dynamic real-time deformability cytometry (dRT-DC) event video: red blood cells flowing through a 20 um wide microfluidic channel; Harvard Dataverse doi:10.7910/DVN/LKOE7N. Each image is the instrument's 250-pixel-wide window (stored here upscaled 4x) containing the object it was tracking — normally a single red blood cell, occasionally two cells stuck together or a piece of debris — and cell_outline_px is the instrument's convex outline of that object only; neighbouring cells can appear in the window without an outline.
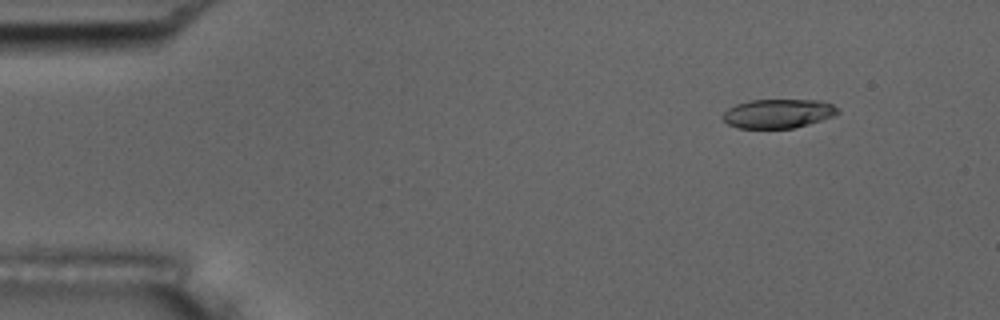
{"species": "common noctule bat (a hibernating species)", "species_latin": "Nyctalus noctula", "temperature_condition": "room temperature", "stored_images_in_passage": 49, "camera_frame_rate_fps": 3000, "um_per_image_px": 0.085, "animal": {"sex": "male", "body_mass_g": 17.5, "forearm_length_mm": 52.3}, "frame": {"image": 1, "passage_image": 1, "time_ms": 0.0, "image_size_px": [1000, 320], "cell_outline_px": [[840, 112], [832, 116], [808, 124], [792, 128], [736, 128], [728, 124], [724, 120], [724, 112], [728, 108], [736, 104], [748, 100], [820, 100], [832, 104]], "centroid_in_image_um": [66.11, 9.65], "position_along_channel_um": 18.9, "area_um2": 19.31}}
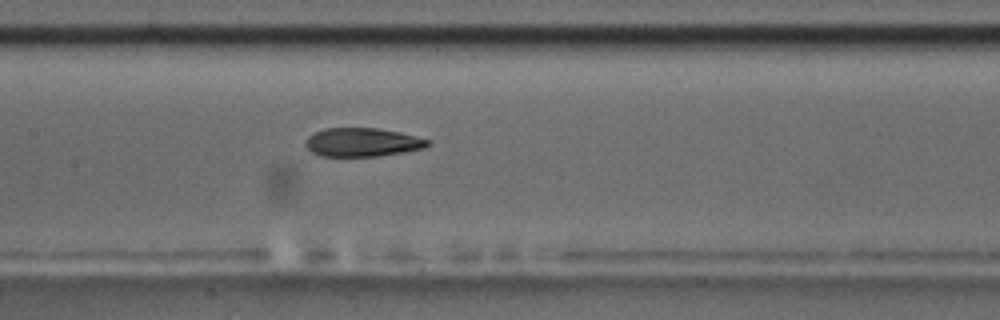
{"frame": {"image": 2, "passage_image": 21, "time_ms": 6.667, "image_size_px": [1000, 320], "cell_outline_px": [[432, 144], [424, 148], [404, 152], [376, 156], [320, 156], [312, 152], [304, 144], [308, 136], [324, 128], [380, 128], [400, 132], [432, 140]], "centroid_in_image_um": [30.84, 12.09], "position_along_channel_um": 176.6, "area_um2": 20.52}}
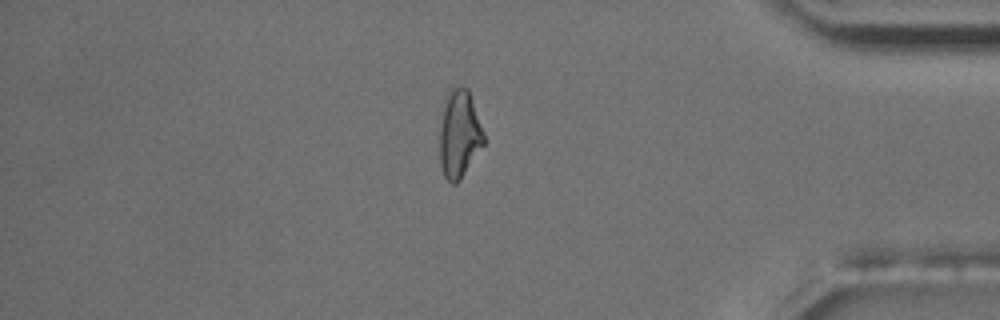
{"frame": {"image": 3, "passage_image": 41, "time_ms": 13.333, "image_size_px": [1000, 320], "cell_outline_px": [[484, 144], [460, 180], [456, 184], [452, 184], [444, 176], [440, 164], [440, 128], [444, 96], [448, 88], [452, 84], [468, 88], [484, 132]], "centroid_in_image_um": [39.02, 11.33], "position_along_channel_um": 396.2, "area_um2": 22.95}, "authors_computed_cell_mechanics": {"area_um2": 21.386, "velocity_mm_per_s": 3.7399, "shape_relaxation_time_tau1_ms": 6.9488, "shape_relaxation_time_tau2_ms": 2.808, "deformation_change_tau1": 0.1995, "deformation_change_tau2": 0.104}}